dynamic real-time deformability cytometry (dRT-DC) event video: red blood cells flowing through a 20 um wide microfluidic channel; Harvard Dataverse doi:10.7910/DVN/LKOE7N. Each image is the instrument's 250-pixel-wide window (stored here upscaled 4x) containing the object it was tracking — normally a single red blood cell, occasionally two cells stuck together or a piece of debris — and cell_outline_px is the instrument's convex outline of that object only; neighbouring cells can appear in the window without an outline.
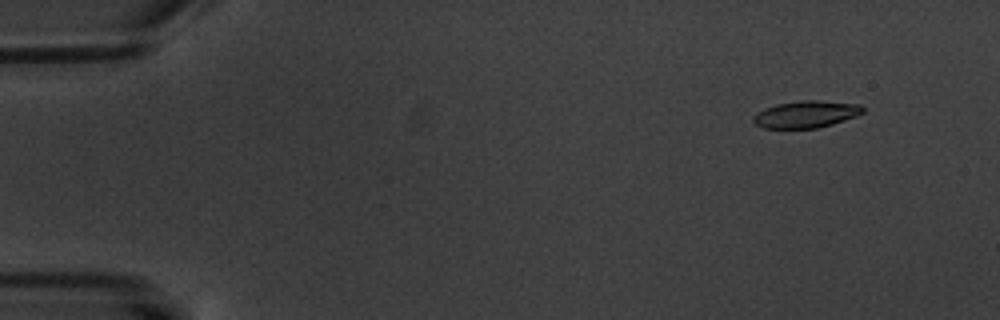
{"species": "common noctule bat (a hibernating species)", "species_latin": "Nyctalus noctula", "temperature_condition": "warm", "stored_images_in_passage": 7, "camera_frame_rate_fps": 3000, "um_per_image_px": 0.085, "animal": {"sex": "male", "body_mass_g": 20.1, "forearm_length_mm": 53.5}, "frame": {"image": 1, "passage_image": 2, "time_ms": 1.333, "image_size_px": [1000, 320], "cell_outline_px": [[864, 112], [856, 116], [832, 124], [816, 128], [764, 128], [756, 124], [752, 120], [752, 116], [756, 112], [764, 108], [776, 104], [800, 100], [816, 100], [860, 104], [864, 108]], "centroid_in_image_um": [68.49, 9.7], "position_along_channel_um": 16.5, "area_um2": 17.28}}
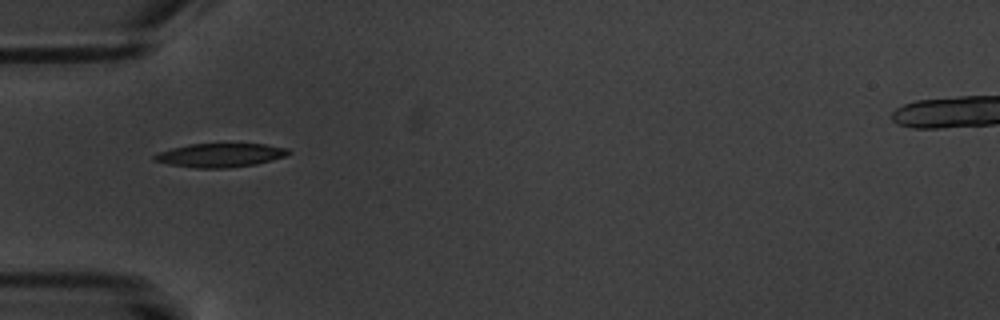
{"frame": {"image": 2, "passage_image": 6, "time_ms": 6.0, "image_size_px": [1000, 320], "cell_outline_px": [[292, 152], [284, 156], [272, 160], [256, 164], [228, 168], [196, 168], [168, 164], [152, 160], [152, 156], [160, 152], [172, 148], [188, 144], [264, 144], [288, 148]], "centroid_in_image_um": [18.71, 13.19], "position_along_channel_um": 66.3, "area_um2": 18.55}}